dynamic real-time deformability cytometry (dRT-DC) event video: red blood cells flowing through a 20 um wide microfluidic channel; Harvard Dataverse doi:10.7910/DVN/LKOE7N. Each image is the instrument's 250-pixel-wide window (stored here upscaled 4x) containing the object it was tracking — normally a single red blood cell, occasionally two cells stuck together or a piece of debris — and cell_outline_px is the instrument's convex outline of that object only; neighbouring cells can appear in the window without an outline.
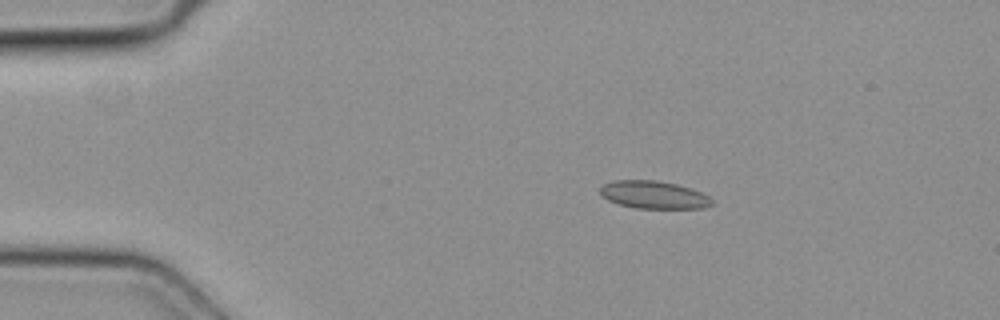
{"species": "common noctule bat (a hibernating species)", "species_latin": "Nyctalus noctula", "temperature_condition": "cold", "stored_images_in_passage": 4, "camera_frame_rate_fps": 3000, "um_per_image_px": 0.085, "animal": {"sex": "female", "body_mass_g": 19.3, "forearm_length_mm": 54.1}, "frame": {"image": 1, "passage_image": 3, "time_ms": 0.667, "image_size_px": [1000, 320], "cell_outline_px": [[712, 204], [704, 208], [636, 208], [620, 204], [608, 200], [600, 196], [600, 188], [604, 184], [612, 180], [656, 180], [676, 184], [700, 192], [708, 196], [712, 200]], "centroid_in_image_um": [55.52, 16.55], "position_along_channel_um": 29.5, "area_um2": 17.92}}